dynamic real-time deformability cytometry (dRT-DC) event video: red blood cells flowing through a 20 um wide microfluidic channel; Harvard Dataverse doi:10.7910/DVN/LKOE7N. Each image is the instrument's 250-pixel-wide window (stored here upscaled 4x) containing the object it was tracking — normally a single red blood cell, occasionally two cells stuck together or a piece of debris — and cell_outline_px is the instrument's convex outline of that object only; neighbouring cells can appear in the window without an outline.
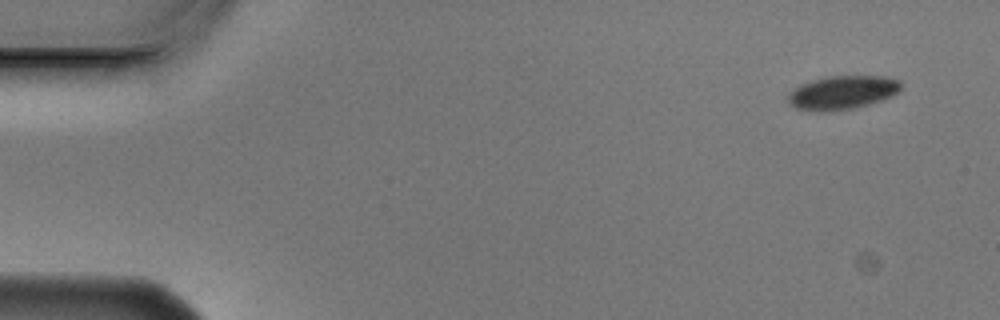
{"species": "Egyptian fruit bat (a non-hibernating species)", "species_latin": "Rousettus aegyptiacus", "temperature_condition": "cold", "stored_images_in_passage": 13, "camera_frame_rate_fps": 3000, "um_per_image_px": 0.085, "animal": {"sex": "male"}, "frame": {"image": 1, "passage_image": 1, "time_ms": 0.0, "image_size_px": [1000, 320], "cell_outline_px": [[900, 88], [896, 92], [880, 100], [868, 104], [852, 108], [796, 108], [788, 104], [788, 92], [792, 88], [800, 84], [812, 80], [828, 76], [884, 76], [900, 80]], "centroid_in_image_um": [71.58, 7.8], "position_along_channel_um": 13.4, "area_um2": 21.15}}
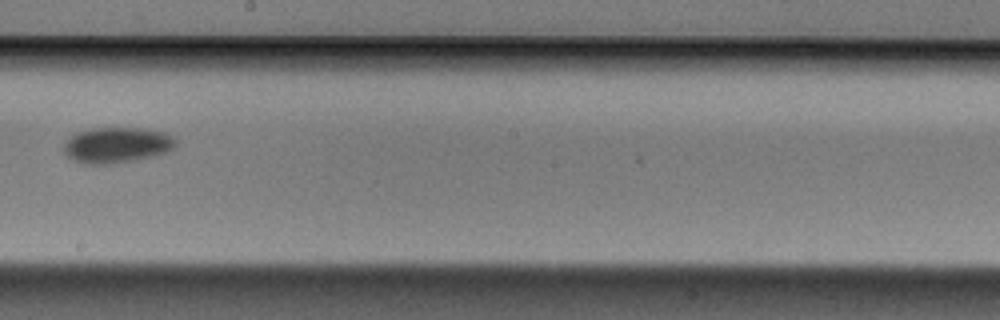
{"frame": {"image": 2, "passage_image": 8, "time_ms": 2.333, "image_size_px": [1000, 320], "cell_outline_px": [[176, 144], [172, 148], [156, 156], [116, 164], [84, 164], [72, 160], [64, 152], [64, 144], [76, 132], [92, 128], [144, 128], [164, 132], [172, 136], [176, 140]], "centroid_in_image_um": [9.93, 12.34], "position_along_channel_um": 238.3, "area_um2": 23.41}}
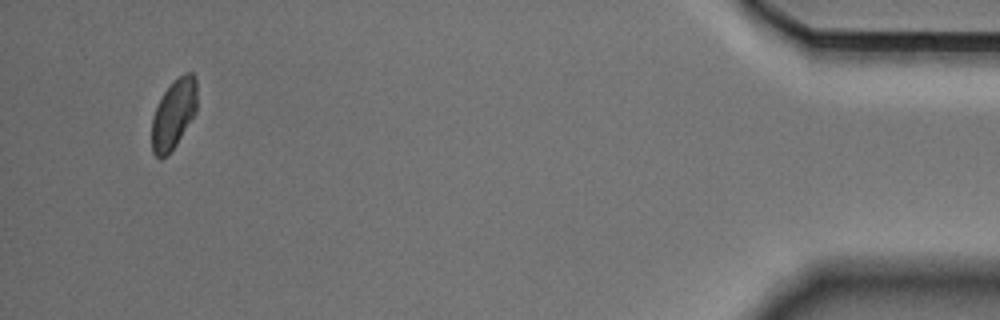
{"frame": {"image": 3, "passage_image": 13, "time_ms": 4.0, "image_size_px": [1000, 320], "cell_outline_px": [[196, 112], [176, 144], [160, 160], [152, 152], [152, 116], [164, 92], [184, 72], [192, 72], [196, 76]], "centroid_in_image_um": [14.76, 9.69], "position_along_channel_um": 420.4, "area_um2": 17.92}}